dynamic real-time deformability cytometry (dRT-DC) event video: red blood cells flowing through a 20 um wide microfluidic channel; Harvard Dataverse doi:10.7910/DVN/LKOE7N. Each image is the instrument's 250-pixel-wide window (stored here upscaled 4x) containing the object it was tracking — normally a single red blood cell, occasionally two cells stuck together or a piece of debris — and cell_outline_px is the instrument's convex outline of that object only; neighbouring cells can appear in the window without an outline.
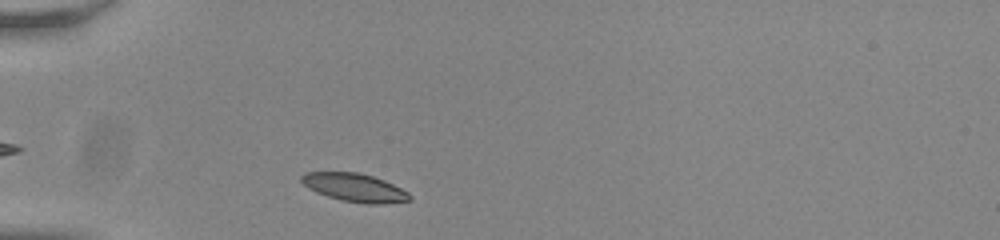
{"species": "common noctule bat (a hibernating species)", "species_latin": "Nyctalus noctula", "temperature_condition": "room temperature", "stored_images_in_passage": 35, "camera_frame_rate_fps": 3000, "um_per_image_px": 0.085, "animal": {"sex": "male", "body_mass_g": 20.0, "forearm_length_mm": 53.3}, "frame": {"image": 1, "passage_image": 1, "time_ms": 0.0, "image_size_px": [1000, 240], "cell_outline_px": [[412, 200], [384, 204], [368, 204], [340, 200], [316, 192], [308, 188], [300, 180], [300, 176], [304, 172], [356, 172], [372, 176], [384, 180], [408, 192], [412, 196]], "centroid_in_image_um": [30.14, 15.95], "position_along_channel_um": 54.9, "area_um2": 17.86}}
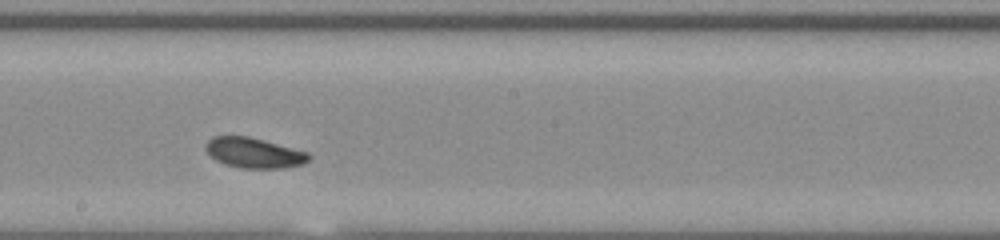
{"frame": {"image": 2, "passage_image": 16, "time_ms": 5.0, "image_size_px": [1000, 240], "cell_outline_px": [[312, 156], [304, 164], [284, 168], [240, 168], [224, 164], [216, 160], [204, 148], [204, 144], [212, 136], [248, 136], [264, 140], [308, 152]], "centroid_in_image_um": [21.59, 12.99], "position_along_channel_um": 226.6, "area_um2": 18.26}}
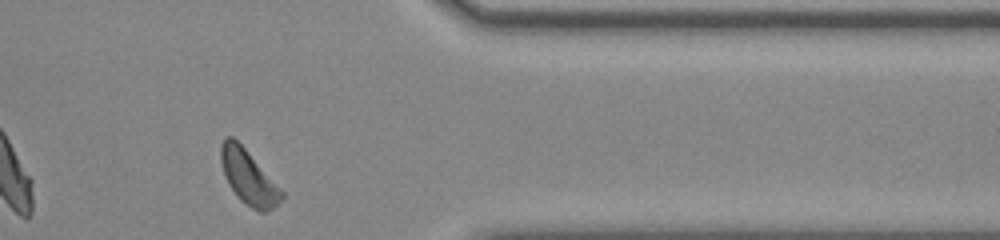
{"frame": {"image": 3, "passage_image": 30, "time_ms": 9.667, "image_size_px": [1000, 240], "cell_outline_px": [[284, 196], [272, 208], [264, 212], [260, 212], [252, 208], [240, 200], [236, 196], [228, 184], [224, 176], [220, 160], [220, 148], [224, 136], [232, 136], [244, 148], [284, 192]], "centroid_in_image_um": [21.08, 15.06], "position_along_channel_um": 390.3, "area_um2": 18.96}, "authors_computed_cell_mechanics": {"area_um2": 18.496, "velocity_mm_per_s": 3.7582, "shape_relaxation_time_tau1_ms": 2.612, "shape_relaxation_time_tau2_ms": 7.2402, "deformation_change_tau1": 0.0785, "deformation_change_tau2": 0.1209}}